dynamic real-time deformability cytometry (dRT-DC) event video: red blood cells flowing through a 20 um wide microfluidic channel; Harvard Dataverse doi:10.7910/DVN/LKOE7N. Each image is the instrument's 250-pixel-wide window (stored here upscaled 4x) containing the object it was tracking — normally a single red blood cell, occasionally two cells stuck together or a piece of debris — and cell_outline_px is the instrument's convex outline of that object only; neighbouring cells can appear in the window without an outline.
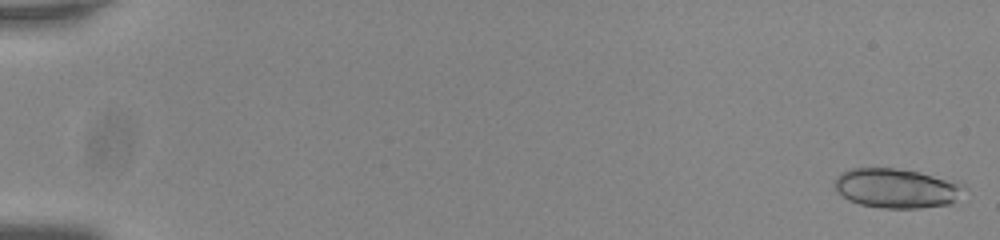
{"species": "common noctule bat (a hibernating species)", "species_latin": "Nyctalus noctula", "temperature_condition": "room temperature", "stored_images_in_passage": 24, "camera_frame_rate_fps": 3000, "um_per_image_px": 0.085, "animal": {"sex": "male", "body_mass_g": 20.0, "forearm_length_mm": 53.3}, "frame": {"image": 1, "passage_image": 1, "time_ms": 0.0, "image_size_px": [1000, 240], "cell_outline_px": [[968, 188], [952, 204], [920, 208], [880, 208], [860, 204], [848, 200], [836, 188], [832, 180], [836, 176], [852, 168], [892, 168], [920, 172], [956, 180], [964, 184]], "centroid_in_image_um": [76.27, 16.0], "position_along_channel_um": 8.7, "area_um2": 30.17}}
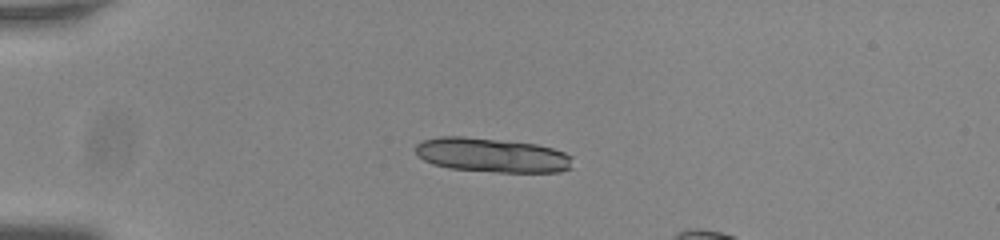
{"frame": {"image": 2, "passage_image": 15, "time_ms": 4.667, "image_size_px": [1000, 240], "cell_outline_px": [[572, 168], [560, 172], [496, 172], [448, 168], [432, 164], [416, 156], [416, 144], [420, 140], [440, 136], [464, 136], [536, 144], [552, 148], [564, 152], [572, 156]], "centroid_in_image_um": [41.79, 13.19], "position_along_channel_um": 43.2, "area_um2": 31.67}}